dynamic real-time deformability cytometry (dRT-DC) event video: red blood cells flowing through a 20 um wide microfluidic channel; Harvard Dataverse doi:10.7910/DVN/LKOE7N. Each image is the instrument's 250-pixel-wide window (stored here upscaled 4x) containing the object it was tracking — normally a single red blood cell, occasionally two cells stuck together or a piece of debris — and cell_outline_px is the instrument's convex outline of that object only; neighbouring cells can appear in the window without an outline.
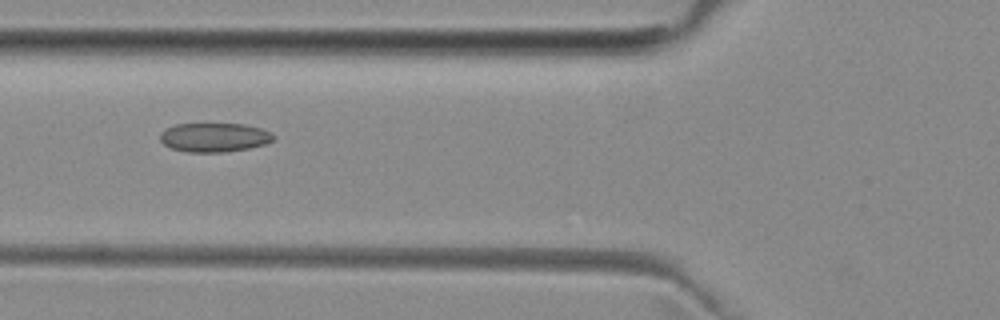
{"species": "common noctule bat (a hibernating species)", "species_latin": "Nyctalus noctula", "temperature_condition": "room temperature", "stored_images_in_passage": 7, "camera_frame_rate_fps": 3000, "um_per_image_px": 0.085, "animal": {"sex": "female", "body_mass_g": 29.2, "forearm_length_mm": 56.3}, "frame": {"image": 1, "passage_image": 5, "time_ms": 5.333, "image_size_px": [1000, 320], "cell_outline_px": [[276, 136], [272, 140], [264, 144], [248, 148], [224, 152], [188, 152], [172, 148], [164, 144], [160, 140], [160, 132], [164, 128], [176, 124], [244, 124], [260, 128], [272, 132]], "centroid_in_image_um": [18.2, 11.67], "position_along_channel_um": 107.6, "area_um2": 19.19}}
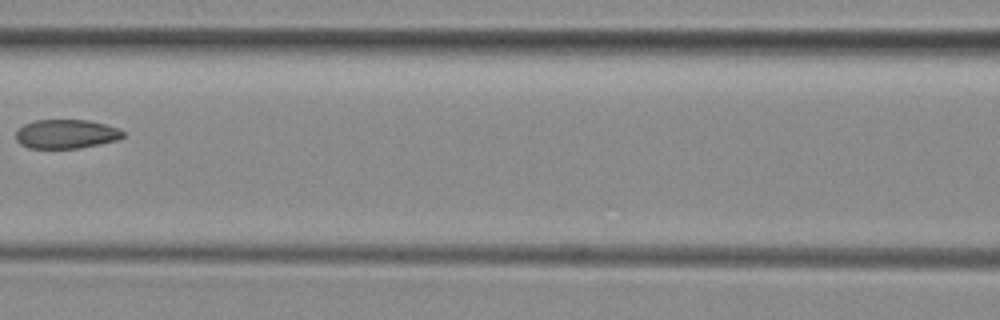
{"frame": {"image": 2, "passage_image": 6, "time_ms": 6.667, "image_size_px": [1000, 320], "cell_outline_px": [[124, 136], [116, 140], [80, 148], [28, 148], [20, 144], [16, 140], [16, 132], [24, 124], [36, 120], [88, 120], [120, 128], [124, 132]], "centroid_in_image_um": [5.62, 11.39], "position_along_channel_um": 161.0, "area_um2": 18.09}}
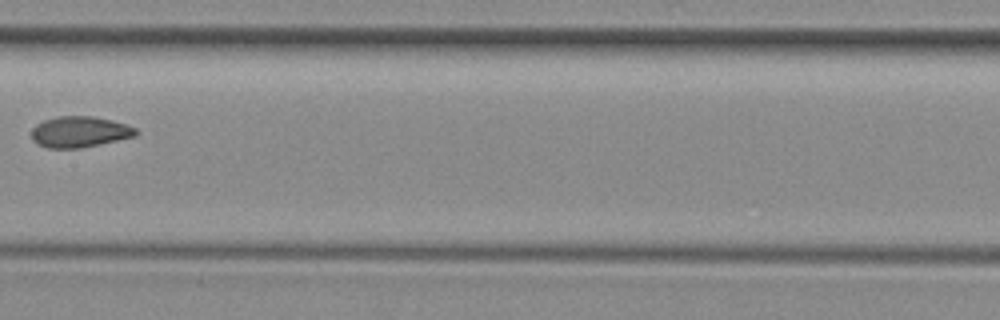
{"frame": {"image": 3, "passage_image": 7, "time_ms": 7.667, "image_size_px": [1000, 320], "cell_outline_px": [[140, 132], [136, 136], [100, 144], [80, 148], [48, 148], [36, 144], [32, 140], [32, 128], [36, 124], [44, 120], [56, 116], [92, 116], [112, 120], [136, 128]], "centroid_in_image_um": [6.76, 11.21], "position_along_channel_um": 200.6, "area_um2": 18.96}}